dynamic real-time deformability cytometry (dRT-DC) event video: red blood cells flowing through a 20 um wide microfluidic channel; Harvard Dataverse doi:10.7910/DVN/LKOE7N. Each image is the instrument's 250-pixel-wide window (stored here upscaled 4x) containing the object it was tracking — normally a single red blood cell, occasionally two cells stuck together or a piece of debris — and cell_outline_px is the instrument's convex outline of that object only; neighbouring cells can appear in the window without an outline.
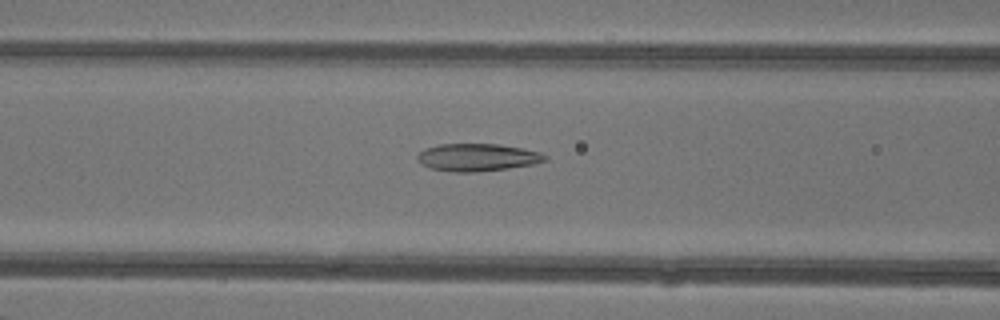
{"species": "common noctule bat (a hibernating species)", "species_latin": "Nyctalus noctula", "temperature_condition": "warm", "stored_images_in_passage": 47, "camera_frame_rate_fps": 3000, "um_per_image_px": 0.085, "animal": {"sex": "female"}, "frame": {"image": 1, "passage_image": 20, "time_ms": 6.333, "image_size_px": [1000, 320], "cell_outline_px": [[548, 160], [532, 164], [508, 168], [472, 172], [452, 172], [432, 168], [416, 160], [416, 156], [424, 148], [436, 144], [500, 144], [524, 148], [540, 152], [548, 156]], "centroid_in_image_um": [40.58, 13.36], "position_along_channel_um": 126.0, "area_um2": 20.52}}
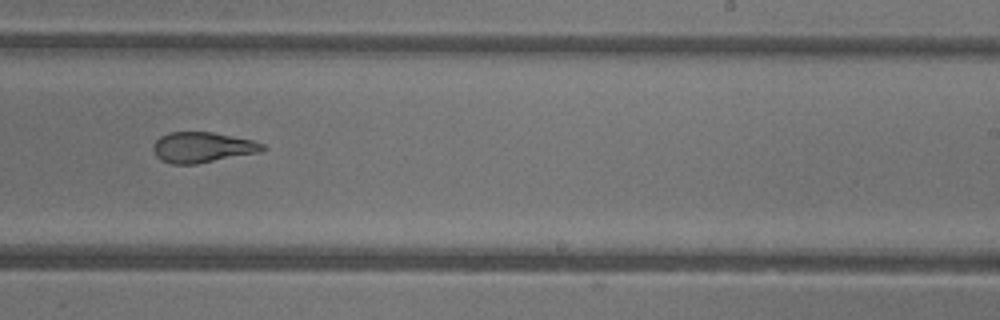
{"frame": {"image": 2, "passage_image": 30, "time_ms": 9.667, "image_size_px": [1000, 320], "cell_outline_px": [[268, 148], [260, 152], [196, 164], [172, 164], [160, 160], [156, 156], [152, 148], [152, 144], [160, 136], [168, 132], [212, 132], [252, 140], [264, 144]], "centroid_in_image_um": [17.18, 12.52], "position_along_channel_um": 271.8, "area_um2": 19.54}}
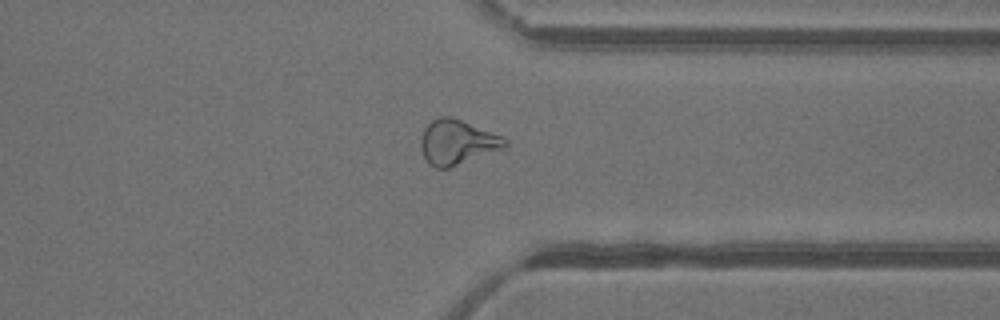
{"frame": {"image": 3, "passage_image": 37, "time_ms": 12.0, "image_size_px": [1000, 320], "cell_outline_px": [[508, 144], [504, 148], [448, 168], [436, 168], [428, 164], [420, 148], [420, 140], [424, 128], [432, 120], [440, 116], [452, 116], [500, 136], [508, 140]], "centroid_in_image_um": [38.82, 12.08], "position_along_channel_um": 372.6, "area_um2": 21.73}, "authors_computed_cell_mechanics": {"area_um2": 22.1374, "velocity_mm_per_s": 4.3795, "shape_relaxation_time_tau1_ms": 4.8909, "shape_relaxation_time_tau2_ms": 1.6782, "deformation_change_tau1": 0.1967, "deformation_change_tau2": 0.1063}}